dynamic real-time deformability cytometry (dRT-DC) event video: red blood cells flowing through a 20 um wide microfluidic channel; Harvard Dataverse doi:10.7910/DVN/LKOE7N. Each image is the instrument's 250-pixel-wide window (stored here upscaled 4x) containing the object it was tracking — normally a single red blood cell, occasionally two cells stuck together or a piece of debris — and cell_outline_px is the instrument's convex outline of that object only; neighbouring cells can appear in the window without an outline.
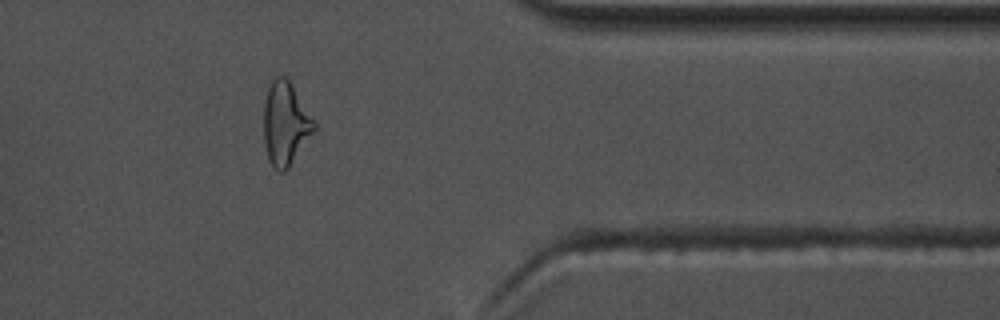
{"species": "common noctule bat (a hibernating species)", "species_latin": "Nyctalus noctula", "temperature_condition": "warm", "stored_images_in_passage": 36, "camera_frame_rate_fps": 3000, "um_per_image_px": 0.085, "animal": {"sex": "male", "body_mass_g": 17.5, "forearm_length_mm": 52.3}, "frame": {"image": 1, "passage_image": 31, "time_ms": 10.0, "image_size_px": [1000, 320], "cell_outline_px": [[316, 128], [288, 168], [284, 172], [280, 172], [268, 160], [264, 140], [264, 104], [268, 88], [272, 80], [276, 76], [284, 76], [292, 84], [316, 124]], "centroid_in_image_um": [24.25, 10.5], "position_along_channel_um": 387.2, "area_um2": 24.04}, "authors_computed_cell_mechanics": {"area_um2": 18.8139, "velocity_mm_per_s": 3.6541, "shape_relaxation_time_tau1_ms": 7.0649, "shape_relaxation_time_tau2_ms": 3.5433, "deformation_change_tau1": 0.1564, "deformation_change_tau2": 0.1188}}